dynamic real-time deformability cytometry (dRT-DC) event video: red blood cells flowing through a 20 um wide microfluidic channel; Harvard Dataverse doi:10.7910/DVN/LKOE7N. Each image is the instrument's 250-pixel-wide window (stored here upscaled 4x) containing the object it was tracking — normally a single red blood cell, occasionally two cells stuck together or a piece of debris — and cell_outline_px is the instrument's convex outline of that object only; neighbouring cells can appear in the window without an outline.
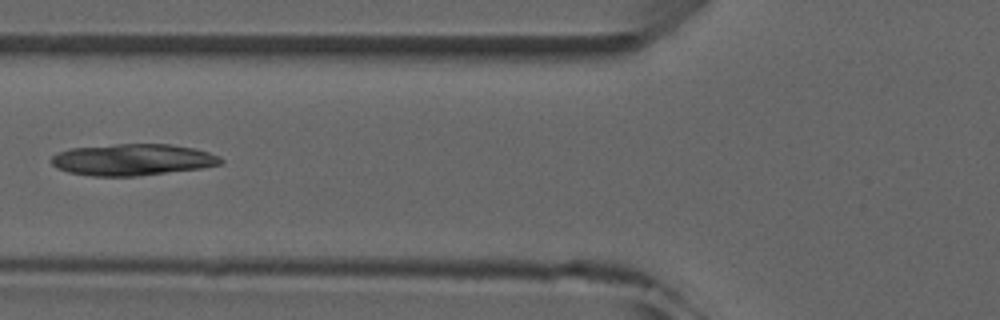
{"species": "common noctule bat (a hibernating species)", "species_latin": "Nyctalus noctula", "temperature_condition": "room temperature", "stored_images_in_passage": 7, "camera_frame_rate_fps": 3000, "um_per_image_px": 0.085, "animal": {"sex": "male", "forearm_length_mm": 52.5}, "frame": {"image": 1, "passage_image": 6, "time_ms": 5.667, "image_size_px": [1000, 320], "cell_outline_px": [[224, 160], [220, 164], [204, 168], [140, 176], [92, 176], [68, 172], [56, 168], [52, 164], [52, 156], [60, 152], [72, 148], [116, 144], [168, 144], [196, 148], [220, 156]], "centroid_in_image_um": [11.31, 13.58], "position_along_channel_um": 114.5, "area_um2": 31.27}}
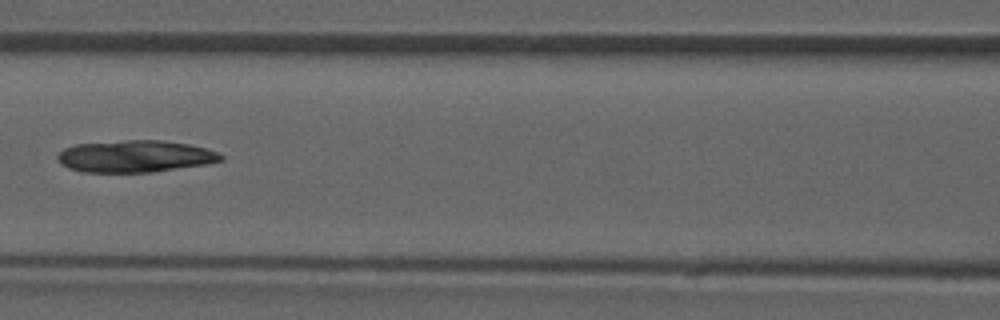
{"frame": {"image": 2, "passage_image": 7, "time_ms": 6.667, "image_size_px": [1000, 320], "cell_outline_px": [[224, 160], [208, 164], [152, 172], [84, 172], [68, 168], [60, 164], [56, 156], [64, 148], [76, 144], [124, 140], [164, 140], [188, 144], [204, 148], [216, 152], [224, 156]], "centroid_in_image_um": [11.48, 13.28], "position_along_channel_um": 155.1, "area_um2": 30.52}}